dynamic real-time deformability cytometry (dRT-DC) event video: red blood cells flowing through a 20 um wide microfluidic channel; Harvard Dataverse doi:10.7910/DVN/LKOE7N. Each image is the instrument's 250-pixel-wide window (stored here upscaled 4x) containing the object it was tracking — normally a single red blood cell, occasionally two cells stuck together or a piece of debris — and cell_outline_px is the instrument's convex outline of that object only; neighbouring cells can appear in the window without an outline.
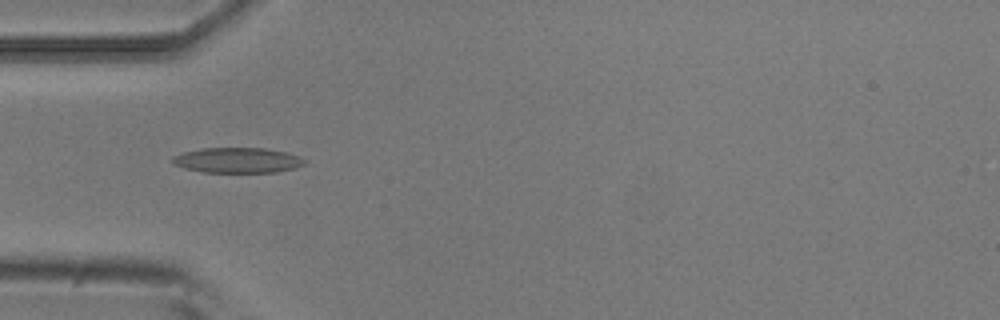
{"species": "common noctule bat (a hibernating species)", "species_latin": "Nyctalus noctula", "temperature_condition": "room temperature", "stored_images_in_passage": 5, "camera_frame_rate_fps": 3000, "um_per_image_px": 0.085, "animal": {"sex": "male", "body_mass_g": 20.5, "forearm_length_mm": 52.5}, "frame": {"image": 1, "passage_image": 5, "time_ms": 1.333, "image_size_px": [1000, 320], "cell_outline_px": [[308, 164], [296, 168], [276, 172], [204, 172], [184, 168], [172, 164], [172, 156], [180, 152], [200, 148], [264, 148], [284, 152], [300, 156], [308, 160]], "centroid_in_image_um": [20.2, 13.62], "position_along_channel_um": 64.8, "area_um2": 19.77}}